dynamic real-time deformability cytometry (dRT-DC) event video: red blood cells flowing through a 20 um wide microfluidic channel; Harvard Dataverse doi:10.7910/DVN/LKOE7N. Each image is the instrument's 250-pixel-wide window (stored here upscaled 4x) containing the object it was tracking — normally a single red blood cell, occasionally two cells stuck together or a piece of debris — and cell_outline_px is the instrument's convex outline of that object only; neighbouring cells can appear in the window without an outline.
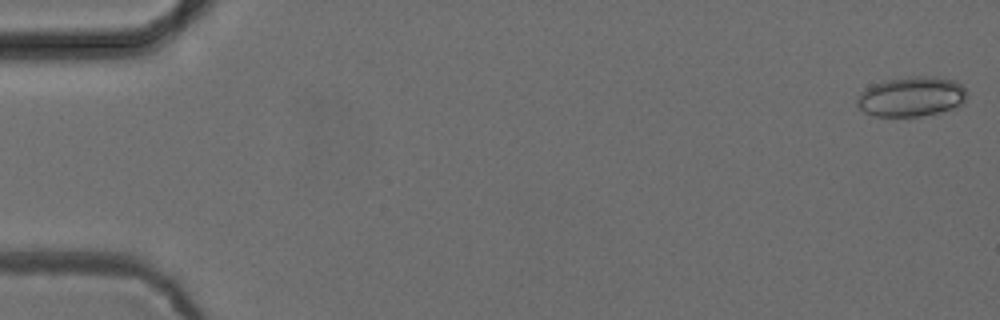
{"species": "common noctule bat (a hibernating species)", "species_latin": "Nyctalus noctula", "temperature_condition": "cold", "stored_images_in_passage": 8, "camera_frame_rate_fps": 3000, "um_per_image_px": 0.085, "animal": {"sex": "female", "body_mass_g": 24.6, "forearm_length_mm": 56.2}, "frame": {"image": 1, "passage_image": 1, "time_ms": 0.0, "image_size_px": [1000, 320], "cell_outline_px": [[968, 96], [964, 104], [940, 112], [920, 116], [872, 116], [864, 112], [856, 104], [856, 96], [860, 92], [872, 84], [884, 80], [912, 76], [936, 76], [956, 80], [964, 84], [968, 92]], "centroid_in_image_um": [77.51, 8.19], "position_along_channel_um": 7.5, "area_um2": 26.18}}